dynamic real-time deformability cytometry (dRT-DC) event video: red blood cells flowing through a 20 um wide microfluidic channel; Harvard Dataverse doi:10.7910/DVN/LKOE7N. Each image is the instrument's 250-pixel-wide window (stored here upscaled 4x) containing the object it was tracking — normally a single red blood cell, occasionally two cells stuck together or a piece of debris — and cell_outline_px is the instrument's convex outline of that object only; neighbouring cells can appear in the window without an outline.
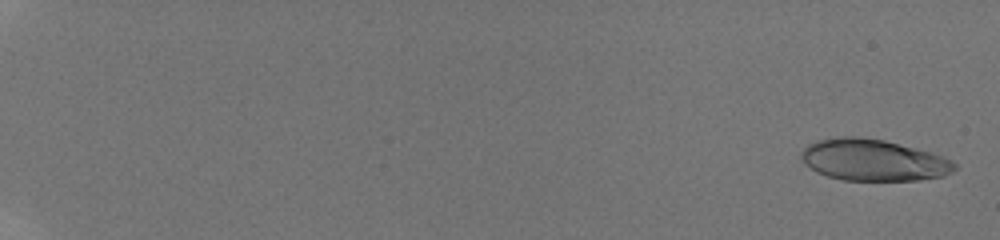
{"species": "human", "species_latin": "Homo sapiens", "temperature_condition": "room temperature", "stored_images_in_passage": 39, "camera_frame_rate_fps": 3000, "um_per_image_px": 0.085, "donor": {"sex": "male"}, "frame": {"image": 1, "passage_image": 2, "time_ms": 0.333, "image_size_px": [1000, 240], "cell_outline_px": [[956, 168], [952, 172], [944, 176], [916, 180], [844, 180], [828, 176], [816, 172], [800, 156], [800, 152], [808, 144], [816, 140], [840, 136], [856, 136], [884, 140], [928, 152], [952, 160], [956, 164]], "centroid_in_image_um": [74.21, 13.6], "position_along_channel_um": 10.8, "area_um2": 36.76}}
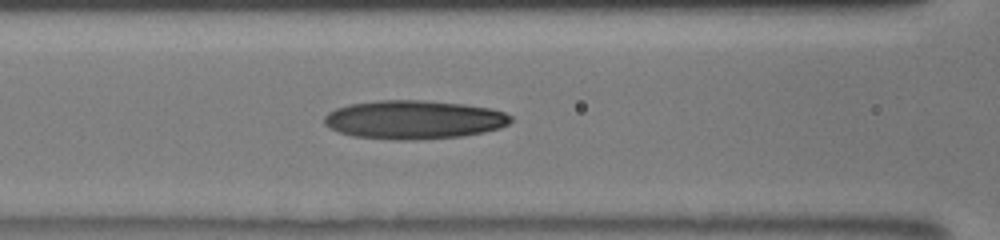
{"frame": {"image": 2, "passage_image": 26, "time_ms": 9.0, "image_size_px": [1000, 240], "cell_outline_px": [[512, 120], [508, 124], [500, 128], [484, 132], [464, 136], [412, 140], [396, 140], [352, 136], [340, 132], [324, 124], [324, 116], [328, 112], [336, 108], [348, 104], [376, 100], [424, 100], [464, 104], [492, 108], [504, 112], [512, 116]], "centroid_in_image_um": [35.19, 10.17], "position_along_channel_um": 131.4, "area_um2": 42.31}}
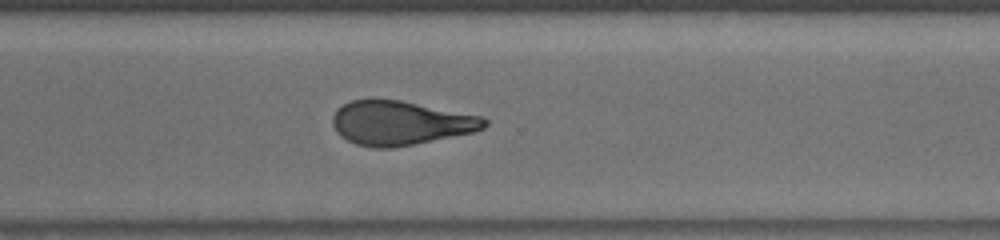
{"frame": {"image": 3, "passage_image": 39, "time_ms": 14.0, "image_size_px": [1000, 240], "cell_outline_px": [[488, 124], [484, 128], [472, 132], [392, 148], [372, 148], [356, 144], [340, 136], [336, 132], [332, 124], [332, 116], [336, 108], [352, 100], [372, 96], [400, 100], [484, 116], [488, 120]], "centroid_in_image_um": [33.98, 10.41], "position_along_channel_um": 336.6, "area_um2": 39.65}}